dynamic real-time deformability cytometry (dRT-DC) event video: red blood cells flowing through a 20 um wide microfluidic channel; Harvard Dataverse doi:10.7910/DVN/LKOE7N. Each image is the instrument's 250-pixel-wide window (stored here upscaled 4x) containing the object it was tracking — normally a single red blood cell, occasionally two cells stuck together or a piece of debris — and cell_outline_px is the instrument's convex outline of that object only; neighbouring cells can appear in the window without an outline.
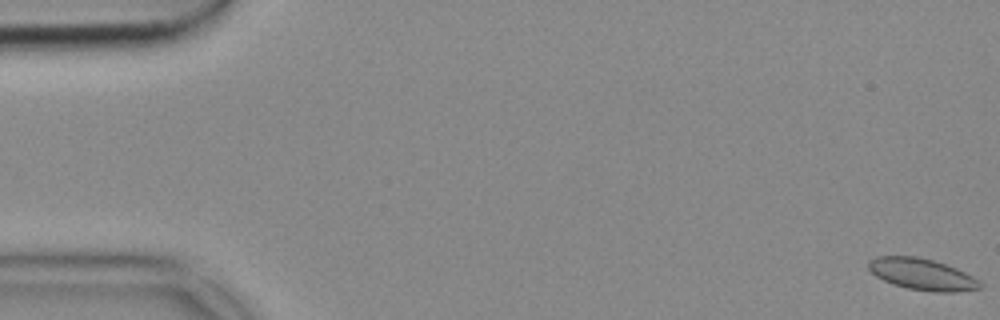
{"species": "common noctule bat (a hibernating species)", "species_latin": "Nyctalus noctula", "temperature_condition": "cold", "stored_images_in_passage": 54, "camera_frame_rate_fps": 3000, "um_per_image_px": 0.085, "animal": {"sex": "female", "body_mass_g": 18.4}, "frame": {"image": 1, "passage_image": 1, "time_ms": 0.0, "image_size_px": [1000, 320], "cell_outline_px": [[980, 288], [956, 292], [936, 292], [908, 288], [892, 284], [876, 276], [868, 268], [868, 260], [876, 256], [916, 256], [932, 260], [956, 268], [980, 280]], "centroid_in_image_um": [78.35, 23.3], "position_along_channel_um": 6.7, "area_um2": 20.29}}
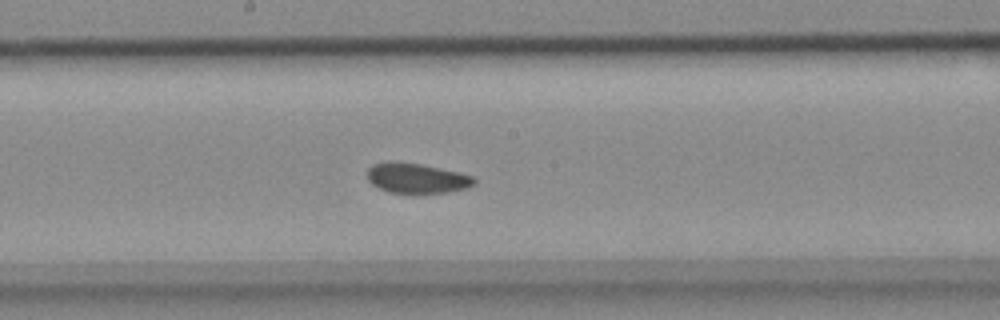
{"frame": {"image": 2, "passage_image": 29, "time_ms": 9.333, "image_size_px": [1000, 320], "cell_outline_px": [[476, 184], [468, 188], [448, 192], [416, 196], [388, 192], [372, 184], [368, 180], [368, 168], [372, 164], [420, 164], [456, 172], [472, 176], [476, 180]], "centroid_in_image_um": [35.47, 15.24], "position_along_channel_um": 212.7, "area_um2": 18.67}}
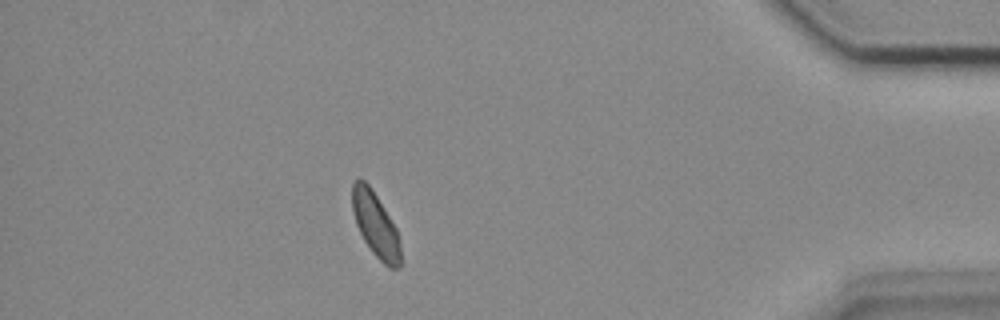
{"frame": {"image": 3, "passage_image": 48, "time_ms": 15.667, "image_size_px": [1000, 320], "cell_outline_px": [[400, 268], [388, 268], [372, 252], [364, 240], [356, 224], [352, 212], [352, 180], [356, 176], [360, 176], [368, 184], [376, 196], [396, 228], [400, 240]], "centroid_in_image_um": [31.89, 19.07], "position_along_channel_um": 403.3, "area_um2": 18.21}}